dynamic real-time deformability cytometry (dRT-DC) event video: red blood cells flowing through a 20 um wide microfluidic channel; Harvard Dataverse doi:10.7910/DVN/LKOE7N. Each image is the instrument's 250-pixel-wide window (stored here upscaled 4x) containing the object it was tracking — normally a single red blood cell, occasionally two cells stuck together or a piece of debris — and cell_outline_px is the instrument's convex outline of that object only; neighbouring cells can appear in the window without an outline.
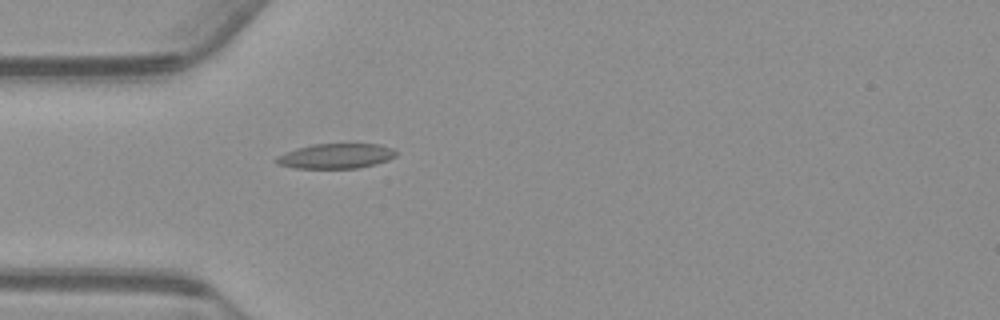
{"species": "common noctule bat (a hibernating species)", "species_latin": "Nyctalus noctula", "temperature_condition": "warm", "stored_images_in_passage": 40, "camera_frame_rate_fps": 3000, "um_per_image_px": 0.085, "animal": {"sex": "male", "body_mass_g": 23.1, "forearm_length_mm": 52.7}, "frame": {"image": 1, "passage_image": 1, "time_ms": 0.0, "image_size_px": [1000, 320], "cell_outline_px": [[396, 156], [388, 160], [376, 164], [356, 168], [296, 168], [280, 164], [272, 160], [276, 156], [296, 148], [312, 144], [380, 144], [392, 148], [396, 152]], "centroid_in_image_um": [28.55, 13.26], "position_along_channel_um": 56.5, "area_um2": 17.4}}
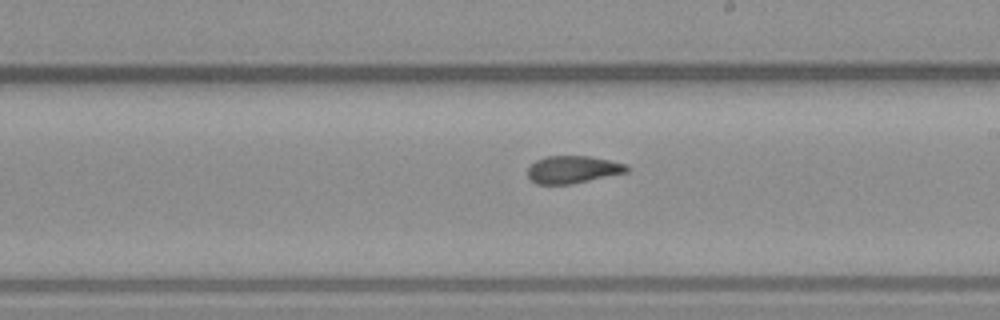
{"frame": {"image": 2, "passage_image": 16, "time_ms": 5.0, "image_size_px": [1000, 320], "cell_outline_px": [[632, 168], [628, 172], [572, 184], [536, 184], [528, 176], [528, 168], [536, 160], [548, 156], [588, 156], [628, 164]], "centroid_in_image_um": [48.74, 14.41], "position_along_channel_um": 240.3, "area_um2": 15.9}}
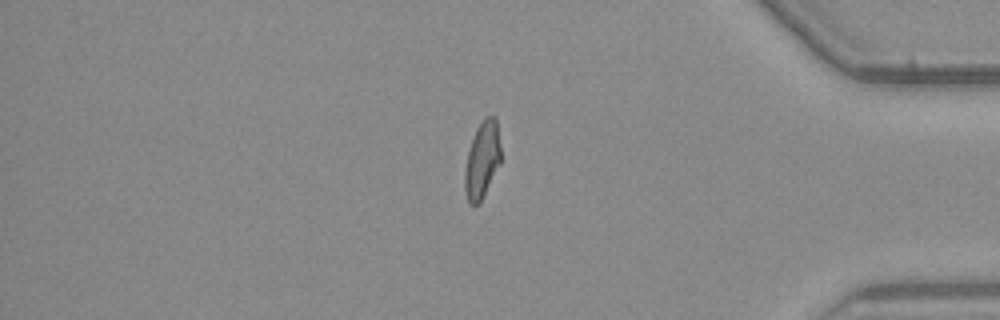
{"frame": {"image": 3, "passage_image": 31, "time_ms": 10.0, "image_size_px": [1000, 320], "cell_outline_px": [[500, 164], [480, 204], [472, 204], [468, 200], [464, 188], [464, 172], [468, 152], [476, 128], [484, 116], [496, 116], [500, 148]], "centroid_in_image_um": [40.98, 13.59], "position_along_channel_um": 394.2, "area_um2": 16.13}, "authors_computed_cell_mechanics": {"area_um2": 16.4441, "velocity_mm_per_s": 3.7314, "shape_relaxation_time_tau1_ms": null, "shape_relaxation_time_tau2_ms": 2.2659, "deformation_change_tau1": null, "deformation_change_tau2": 0.0836}}